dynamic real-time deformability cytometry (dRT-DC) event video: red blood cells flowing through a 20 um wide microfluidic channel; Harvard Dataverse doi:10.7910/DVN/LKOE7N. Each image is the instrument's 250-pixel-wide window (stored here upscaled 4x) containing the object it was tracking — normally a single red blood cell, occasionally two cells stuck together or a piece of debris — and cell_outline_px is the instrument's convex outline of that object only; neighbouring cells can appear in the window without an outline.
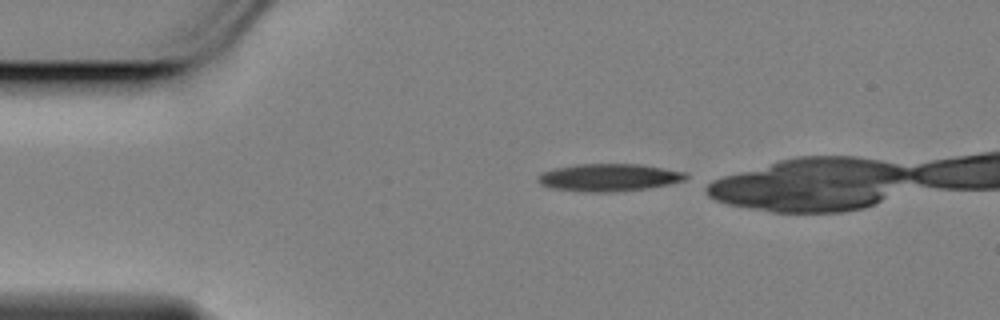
{"species": "Egyptian fruit bat (a non-hibernating species)", "species_latin": "Rousettus aegyptiacus", "temperature_condition": "cold", "stored_images_in_passage": 14, "camera_frame_rate_fps": 3000, "um_per_image_px": 0.085, "animal": {"sex": "female"}, "frame": {"image": 1, "passage_image": 1, "time_ms": 0.0, "image_size_px": [1000, 320], "cell_outline_px": [[688, 176], [684, 180], [668, 184], [648, 188], [616, 192], [584, 192], [548, 188], [540, 184], [536, 180], [536, 176], [540, 172], [556, 168], [580, 164], [640, 164], [684, 172]], "centroid_in_image_um": [51.68, 15.09], "position_along_channel_um": 33.3, "area_um2": 23.81}}
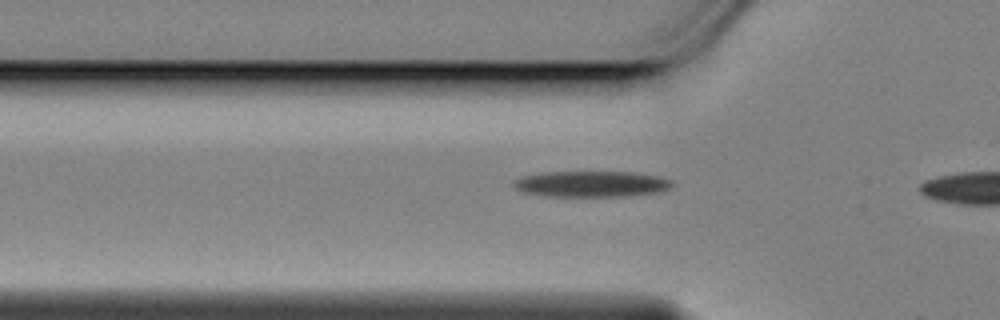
{"frame": {"image": 2, "passage_image": 8, "time_ms": 2.333, "image_size_px": [1000, 320], "cell_outline_px": [[672, 188], [660, 192], [628, 196], [544, 196], [524, 192], [516, 188], [512, 184], [516, 180], [524, 176], [540, 172], [632, 172], [656, 176], [672, 180]], "centroid_in_image_um": [50.29, 15.64], "position_along_channel_um": 75.5, "area_um2": 23.93}}
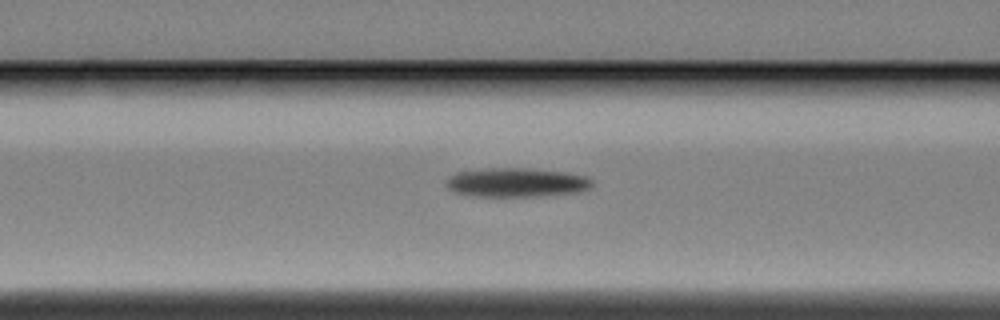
{"frame": {"image": 3, "passage_image": 12, "time_ms": 3.667, "image_size_px": [1000, 320], "cell_outline_px": [[592, 184], [588, 188], [580, 192], [540, 196], [476, 196], [456, 192], [448, 188], [448, 176], [456, 172], [488, 168], [524, 168], [564, 172], [588, 176], [592, 180]], "centroid_in_image_um": [43.93, 15.5], "position_along_channel_um": 122.7, "area_um2": 24.57}}